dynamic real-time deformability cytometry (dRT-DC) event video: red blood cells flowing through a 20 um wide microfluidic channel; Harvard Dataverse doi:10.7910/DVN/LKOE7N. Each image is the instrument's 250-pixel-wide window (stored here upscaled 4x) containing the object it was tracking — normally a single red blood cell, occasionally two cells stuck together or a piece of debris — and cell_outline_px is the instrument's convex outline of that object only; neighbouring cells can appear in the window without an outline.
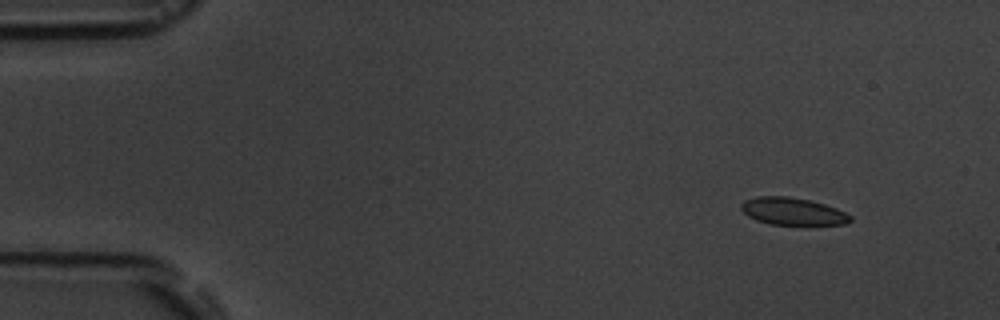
{"species": "common noctule bat (a hibernating species)", "species_latin": "Nyctalus noctula", "temperature_condition": "room temperature", "stored_images_in_passage": 4, "camera_frame_rate_fps": 3000, "um_per_image_px": 0.085, "animal": {"sex": "male", "body_mass_g": 19.5, "forearm_length_mm": 54.6}, "frame": {"image": 1, "passage_image": 1, "time_ms": 0.0, "image_size_px": [1000, 320], "cell_outline_px": [[852, 220], [844, 224], [772, 224], [756, 220], [748, 216], [740, 208], [740, 204], [744, 200], [756, 196], [788, 196], [808, 200], [824, 204], [836, 208], [852, 216]], "centroid_in_image_um": [67.34, 17.95], "position_along_channel_um": 17.7, "area_um2": 17.22}}
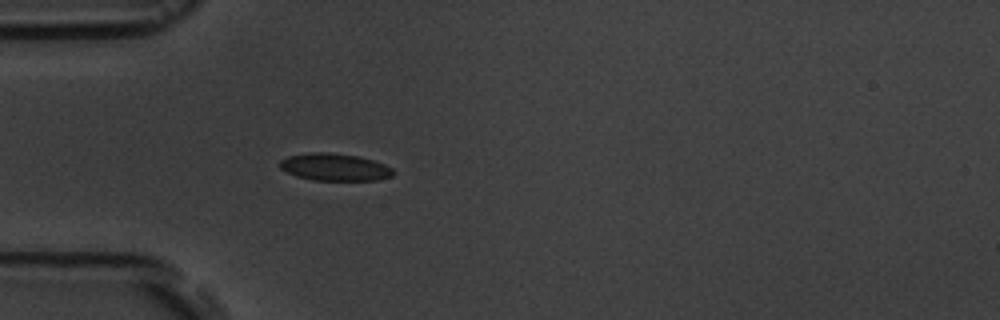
{"frame": {"image": 2, "passage_image": 4, "time_ms": 3.667, "image_size_px": [1000, 320], "cell_outline_px": [[396, 172], [392, 176], [376, 180], [312, 180], [296, 176], [280, 168], [280, 160], [288, 156], [312, 152], [328, 152], [356, 156], [372, 160], [384, 164], [392, 168]], "centroid_in_image_um": [28.45, 14.21], "position_along_channel_um": 56.5, "area_um2": 17.92}}